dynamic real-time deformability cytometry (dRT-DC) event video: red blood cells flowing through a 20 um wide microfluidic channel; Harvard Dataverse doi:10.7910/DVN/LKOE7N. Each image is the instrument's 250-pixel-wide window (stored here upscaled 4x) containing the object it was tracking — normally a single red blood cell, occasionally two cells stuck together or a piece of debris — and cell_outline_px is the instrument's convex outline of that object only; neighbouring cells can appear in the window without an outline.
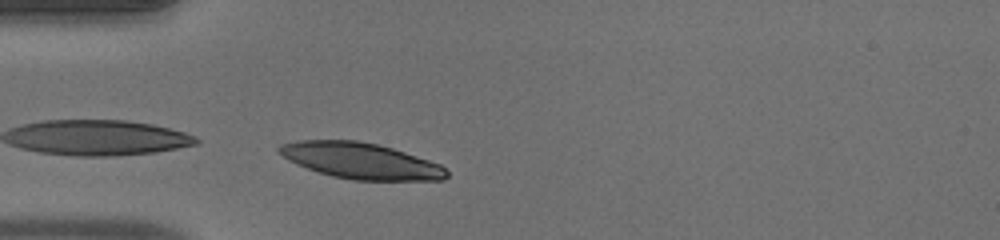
{"species": "human", "species_latin": "Homo sapiens", "temperature_condition": "warm", "stored_images_in_passage": 6, "camera_frame_rate_fps": 3000, "um_per_image_px": 0.085, "donor": {"sex": "male"}, "frame": {"image": 1, "passage_image": 6, "time_ms": 1.667, "image_size_px": [1000, 240], "cell_outline_px": [[448, 176], [444, 180], [352, 180], [332, 176], [296, 164], [288, 160], [276, 152], [276, 148], [280, 144], [300, 140], [356, 140], [376, 144], [392, 148], [440, 164], [448, 172]], "centroid_in_image_um": [30.62, 13.66], "position_along_channel_um": 54.4, "area_um2": 35.03}}